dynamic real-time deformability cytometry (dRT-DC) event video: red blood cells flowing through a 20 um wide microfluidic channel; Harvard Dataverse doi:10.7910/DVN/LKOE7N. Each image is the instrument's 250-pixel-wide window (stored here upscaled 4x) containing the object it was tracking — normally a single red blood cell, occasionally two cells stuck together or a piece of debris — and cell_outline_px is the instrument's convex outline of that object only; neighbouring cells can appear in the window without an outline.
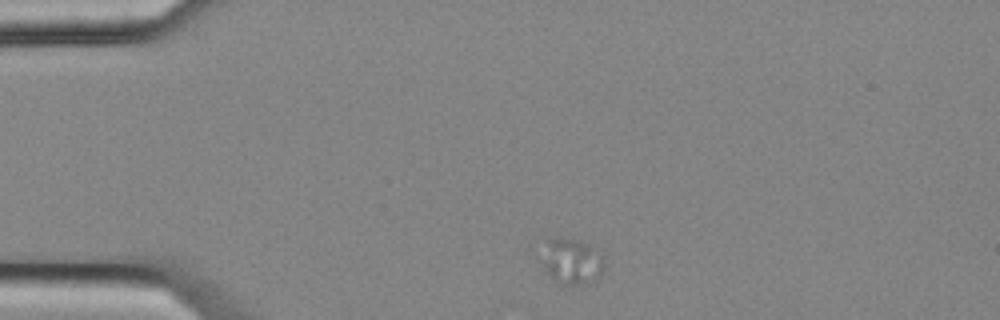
{"species": "common noctule bat (a hibernating species)", "species_latin": "Nyctalus noctula", "temperature_condition": "cold", "stored_images_in_passage": 3, "camera_frame_rate_fps": 3000, "um_per_image_px": 0.085, "animal": {"sex": "female", "body_mass_g": 25.1}, "frame": {"image": 1, "passage_image": 1, "time_ms": 0.0, "image_size_px": [1000, 320], "cell_outline_px": [[604, 272], [600, 276], [592, 280], [580, 284], [556, 284], [552, 280], [544, 264], [548, 240], [556, 236], [576, 240], [588, 244], [600, 256], [604, 264]], "centroid_in_image_um": [48.63, 22.23], "position_along_channel_um": 36.4, "area_um2": 15.95}}
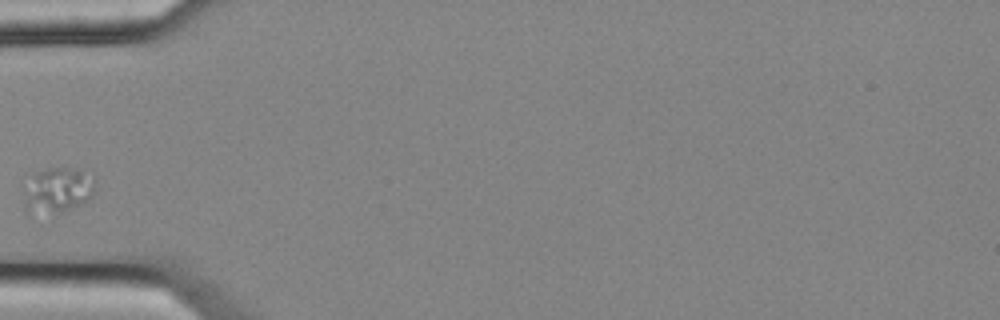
{"frame": {"image": 2, "passage_image": 3, "time_ms": 0.667, "image_size_px": [1000, 320], "cell_outline_px": [[96, 184], [92, 196], [80, 204], [60, 212], [24, 212], [24, 204], [32, 176], [36, 172], [48, 168], [64, 168], [96, 176]], "centroid_in_image_um": [4.96, 16.16], "position_along_channel_um": 80.0, "area_um2": 18.09}}